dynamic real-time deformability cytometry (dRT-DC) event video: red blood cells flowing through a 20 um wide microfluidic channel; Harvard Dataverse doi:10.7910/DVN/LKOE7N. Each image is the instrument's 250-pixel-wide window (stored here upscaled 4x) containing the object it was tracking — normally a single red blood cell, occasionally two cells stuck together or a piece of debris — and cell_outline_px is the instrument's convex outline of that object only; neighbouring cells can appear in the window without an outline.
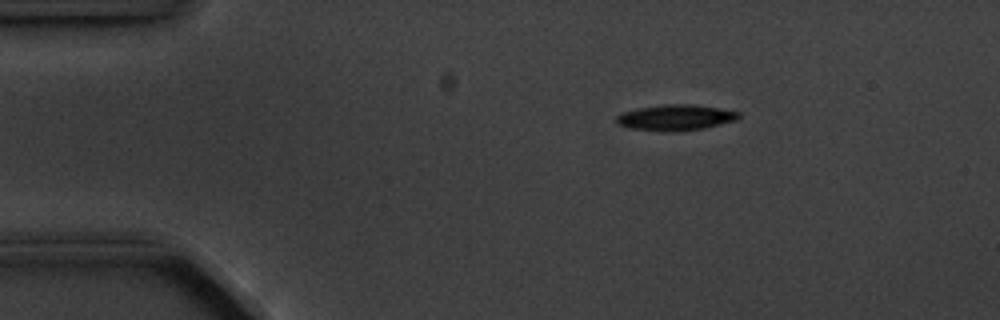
{"species": "common noctule bat (a hibernating species)", "species_latin": "Nyctalus noctula", "temperature_condition": "cold", "stored_images_in_passage": 2, "camera_frame_rate_fps": 3000, "um_per_image_px": 0.085, "animal": {"sex": "male", "body_mass_g": 20.1, "forearm_length_mm": 53.5}, "frame": {"image": 1, "passage_image": 1, "time_ms": 0.0, "image_size_px": [1000, 320], "cell_outline_px": [[740, 116], [736, 120], [704, 128], [672, 132], [660, 132], [628, 128], [616, 124], [616, 116], [624, 112], [636, 108], [664, 104], [692, 104], [720, 108], [740, 112]], "centroid_in_image_um": [57.39, 10.0], "position_along_channel_um": 27.6, "area_um2": 18.61}}